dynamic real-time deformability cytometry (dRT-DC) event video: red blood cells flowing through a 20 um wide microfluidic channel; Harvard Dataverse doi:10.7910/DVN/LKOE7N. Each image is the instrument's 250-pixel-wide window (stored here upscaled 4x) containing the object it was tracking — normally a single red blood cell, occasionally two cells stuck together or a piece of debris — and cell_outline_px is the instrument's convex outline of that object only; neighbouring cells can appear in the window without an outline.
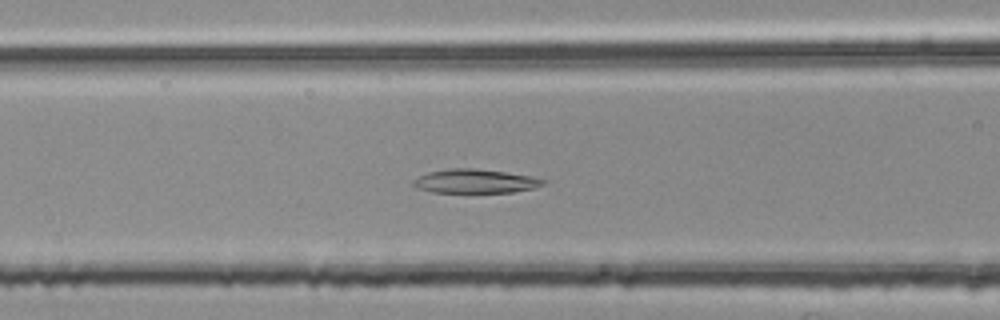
{"species": "common noctule bat (a hibernating species)", "species_latin": "Nyctalus noctula", "temperature_condition": "room temperature", "stored_images_in_passage": 38, "camera_frame_rate_fps": 3000, "um_per_image_px": 0.085, "animal": {"sex": "female", "body_mass_g": 25.1}, "frame": {"image": 1, "passage_image": 8, "time_ms": 2.333, "image_size_px": [1000, 320], "cell_outline_px": [[544, 184], [532, 188], [512, 192], [432, 192], [416, 188], [412, 184], [412, 180], [428, 172], [448, 168], [476, 168], [504, 172], [528, 176], [544, 180]], "centroid_in_image_um": [40.3, 15.4], "position_along_channel_um": 126.3, "area_um2": 17.86}}
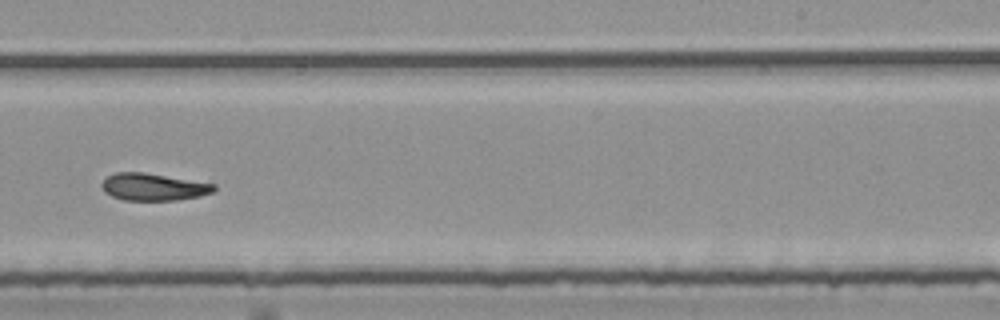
{"frame": {"image": 2, "passage_image": 20, "time_ms": 6.333, "image_size_px": [1000, 320], "cell_outline_px": [[216, 192], [200, 196], [176, 200], [124, 200], [112, 196], [104, 192], [100, 184], [108, 176], [116, 172], [144, 172], [216, 184]], "centroid_in_image_um": [13.06, 15.89], "position_along_channel_um": 275.9, "area_um2": 17.86}}
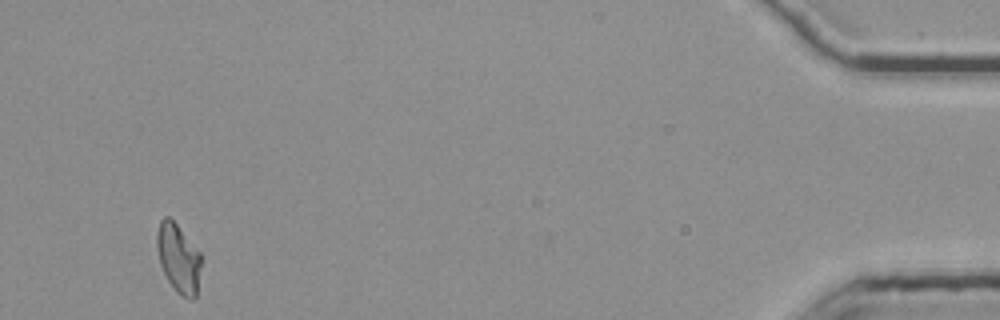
{"frame": {"image": 3, "passage_image": 38, "time_ms": 12.333, "image_size_px": [1000, 320], "cell_outline_px": [[200, 268], [196, 296], [192, 300], [188, 300], [180, 296], [176, 292], [168, 280], [160, 264], [156, 248], [156, 232], [160, 220], [164, 216], [168, 216], [176, 224], [200, 252]], "centroid_in_image_um": [15.14, 21.96], "position_along_channel_um": 420.1, "area_um2": 17.74}}